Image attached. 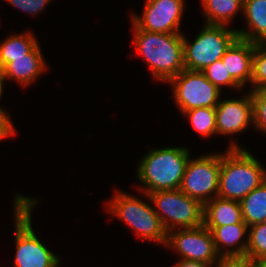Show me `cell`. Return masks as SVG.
<instances>
[{
	"instance_id": "obj_18",
	"label": "cell",
	"mask_w": 266,
	"mask_h": 267,
	"mask_svg": "<svg viewBox=\"0 0 266 267\" xmlns=\"http://www.w3.org/2000/svg\"><path fill=\"white\" fill-rule=\"evenodd\" d=\"M206 24L226 25L243 11V0H200Z\"/></svg>"
},
{
	"instance_id": "obj_28",
	"label": "cell",
	"mask_w": 266,
	"mask_h": 267,
	"mask_svg": "<svg viewBox=\"0 0 266 267\" xmlns=\"http://www.w3.org/2000/svg\"><path fill=\"white\" fill-rule=\"evenodd\" d=\"M11 115L5 109H0V140L17 134L15 126L11 121Z\"/></svg>"
},
{
	"instance_id": "obj_31",
	"label": "cell",
	"mask_w": 266,
	"mask_h": 267,
	"mask_svg": "<svg viewBox=\"0 0 266 267\" xmlns=\"http://www.w3.org/2000/svg\"><path fill=\"white\" fill-rule=\"evenodd\" d=\"M255 267H266V257L255 260Z\"/></svg>"
},
{
	"instance_id": "obj_2",
	"label": "cell",
	"mask_w": 266,
	"mask_h": 267,
	"mask_svg": "<svg viewBox=\"0 0 266 267\" xmlns=\"http://www.w3.org/2000/svg\"><path fill=\"white\" fill-rule=\"evenodd\" d=\"M131 23L136 54L143 57L156 81L168 83L185 69L183 33L149 32Z\"/></svg>"
},
{
	"instance_id": "obj_13",
	"label": "cell",
	"mask_w": 266,
	"mask_h": 267,
	"mask_svg": "<svg viewBox=\"0 0 266 267\" xmlns=\"http://www.w3.org/2000/svg\"><path fill=\"white\" fill-rule=\"evenodd\" d=\"M255 43L237 38L221 58L231 78L243 89L251 84Z\"/></svg>"
},
{
	"instance_id": "obj_30",
	"label": "cell",
	"mask_w": 266,
	"mask_h": 267,
	"mask_svg": "<svg viewBox=\"0 0 266 267\" xmlns=\"http://www.w3.org/2000/svg\"><path fill=\"white\" fill-rule=\"evenodd\" d=\"M6 77H5V74H4V70L3 68L0 67V99L2 98L3 96V89H4V83H6ZM0 109H4L3 107H0Z\"/></svg>"
},
{
	"instance_id": "obj_25",
	"label": "cell",
	"mask_w": 266,
	"mask_h": 267,
	"mask_svg": "<svg viewBox=\"0 0 266 267\" xmlns=\"http://www.w3.org/2000/svg\"><path fill=\"white\" fill-rule=\"evenodd\" d=\"M253 104V129L266 134V89L250 90Z\"/></svg>"
},
{
	"instance_id": "obj_7",
	"label": "cell",
	"mask_w": 266,
	"mask_h": 267,
	"mask_svg": "<svg viewBox=\"0 0 266 267\" xmlns=\"http://www.w3.org/2000/svg\"><path fill=\"white\" fill-rule=\"evenodd\" d=\"M193 41L183 33V55L185 69L202 71L223 57L226 50L238 38L236 28L226 25L203 24Z\"/></svg>"
},
{
	"instance_id": "obj_22",
	"label": "cell",
	"mask_w": 266,
	"mask_h": 267,
	"mask_svg": "<svg viewBox=\"0 0 266 267\" xmlns=\"http://www.w3.org/2000/svg\"><path fill=\"white\" fill-rule=\"evenodd\" d=\"M246 255L254 261L266 257V222L248 227Z\"/></svg>"
},
{
	"instance_id": "obj_29",
	"label": "cell",
	"mask_w": 266,
	"mask_h": 267,
	"mask_svg": "<svg viewBox=\"0 0 266 267\" xmlns=\"http://www.w3.org/2000/svg\"><path fill=\"white\" fill-rule=\"evenodd\" d=\"M172 267H211V266L193 260L179 259L178 262H176V264H174Z\"/></svg>"
},
{
	"instance_id": "obj_16",
	"label": "cell",
	"mask_w": 266,
	"mask_h": 267,
	"mask_svg": "<svg viewBox=\"0 0 266 267\" xmlns=\"http://www.w3.org/2000/svg\"><path fill=\"white\" fill-rule=\"evenodd\" d=\"M246 29H236L238 38L253 43H266V0H243Z\"/></svg>"
},
{
	"instance_id": "obj_1",
	"label": "cell",
	"mask_w": 266,
	"mask_h": 267,
	"mask_svg": "<svg viewBox=\"0 0 266 267\" xmlns=\"http://www.w3.org/2000/svg\"><path fill=\"white\" fill-rule=\"evenodd\" d=\"M266 180V169L252 152L231 138L221 152V168L217 197L241 201Z\"/></svg>"
},
{
	"instance_id": "obj_27",
	"label": "cell",
	"mask_w": 266,
	"mask_h": 267,
	"mask_svg": "<svg viewBox=\"0 0 266 267\" xmlns=\"http://www.w3.org/2000/svg\"><path fill=\"white\" fill-rule=\"evenodd\" d=\"M214 267H255V261L248 255L219 256Z\"/></svg>"
},
{
	"instance_id": "obj_24",
	"label": "cell",
	"mask_w": 266,
	"mask_h": 267,
	"mask_svg": "<svg viewBox=\"0 0 266 267\" xmlns=\"http://www.w3.org/2000/svg\"><path fill=\"white\" fill-rule=\"evenodd\" d=\"M249 90L266 89V43H255Z\"/></svg>"
},
{
	"instance_id": "obj_19",
	"label": "cell",
	"mask_w": 266,
	"mask_h": 267,
	"mask_svg": "<svg viewBox=\"0 0 266 267\" xmlns=\"http://www.w3.org/2000/svg\"><path fill=\"white\" fill-rule=\"evenodd\" d=\"M0 43V67L4 68L10 58L26 57L39 43L32 31L21 32L19 34H9Z\"/></svg>"
},
{
	"instance_id": "obj_26",
	"label": "cell",
	"mask_w": 266,
	"mask_h": 267,
	"mask_svg": "<svg viewBox=\"0 0 266 267\" xmlns=\"http://www.w3.org/2000/svg\"><path fill=\"white\" fill-rule=\"evenodd\" d=\"M14 8H18L20 11L32 16L38 15L43 12L45 7L49 5L52 0H3Z\"/></svg>"
},
{
	"instance_id": "obj_3",
	"label": "cell",
	"mask_w": 266,
	"mask_h": 267,
	"mask_svg": "<svg viewBox=\"0 0 266 267\" xmlns=\"http://www.w3.org/2000/svg\"><path fill=\"white\" fill-rule=\"evenodd\" d=\"M189 148H151L143 156L136 170L139 192L146 194L179 189L187 163L191 157Z\"/></svg>"
},
{
	"instance_id": "obj_21",
	"label": "cell",
	"mask_w": 266,
	"mask_h": 267,
	"mask_svg": "<svg viewBox=\"0 0 266 267\" xmlns=\"http://www.w3.org/2000/svg\"><path fill=\"white\" fill-rule=\"evenodd\" d=\"M184 118L190 121L193 129L202 137L211 138L216 134V109L203 107L185 111Z\"/></svg>"
},
{
	"instance_id": "obj_4",
	"label": "cell",
	"mask_w": 266,
	"mask_h": 267,
	"mask_svg": "<svg viewBox=\"0 0 266 267\" xmlns=\"http://www.w3.org/2000/svg\"><path fill=\"white\" fill-rule=\"evenodd\" d=\"M13 199L16 245L13 267H59L61 258L41 242L32 226V211L39 200L19 193Z\"/></svg>"
},
{
	"instance_id": "obj_9",
	"label": "cell",
	"mask_w": 266,
	"mask_h": 267,
	"mask_svg": "<svg viewBox=\"0 0 266 267\" xmlns=\"http://www.w3.org/2000/svg\"><path fill=\"white\" fill-rule=\"evenodd\" d=\"M220 168V152L190 157L179 190L205 205L217 197Z\"/></svg>"
},
{
	"instance_id": "obj_15",
	"label": "cell",
	"mask_w": 266,
	"mask_h": 267,
	"mask_svg": "<svg viewBox=\"0 0 266 267\" xmlns=\"http://www.w3.org/2000/svg\"><path fill=\"white\" fill-rule=\"evenodd\" d=\"M213 236L219 256L246 255L248 225L237 223L224 226H205Z\"/></svg>"
},
{
	"instance_id": "obj_12",
	"label": "cell",
	"mask_w": 266,
	"mask_h": 267,
	"mask_svg": "<svg viewBox=\"0 0 266 267\" xmlns=\"http://www.w3.org/2000/svg\"><path fill=\"white\" fill-rule=\"evenodd\" d=\"M248 91L240 98L220 99L215 107L216 135H239L250 126L253 128L252 96Z\"/></svg>"
},
{
	"instance_id": "obj_14",
	"label": "cell",
	"mask_w": 266,
	"mask_h": 267,
	"mask_svg": "<svg viewBox=\"0 0 266 267\" xmlns=\"http://www.w3.org/2000/svg\"><path fill=\"white\" fill-rule=\"evenodd\" d=\"M3 70L6 80L16 81L21 87H28L48 70V65L38 44L26 57L10 58Z\"/></svg>"
},
{
	"instance_id": "obj_11",
	"label": "cell",
	"mask_w": 266,
	"mask_h": 267,
	"mask_svg": "<svg viewBox=\"0 0 266 267\" xmlns=\"http://www.w3.org/2000/svg\"><path fill=\"white\" fill-rule=\"evenodd\" d=\"M142 15L131 13L130 20L140 29L157 33H182L185 0H145Z\"/></svg>"
},
{
	"instance_id": "obj_6",
	"label": "cell",
	"mask_w": 266,
	"mask_h": 267,
	"mask_svg": "<svg viewBox=\"0 0 266 267\" xmlns=\"http://www.w3.org/2000/svg\"><path fill=\"white\" fill-rule=\"evenodd\" d=\"M140 193L153 204L167 232L204 224V205L179 189Z\"/></svg>"
},
{
	"instance_id": "obj_17",
	"label": "cell",
	"mask_w": 266,
	"mask_h": 267,
	"mask_svg": "<svg viewBox=\"0 0 266 267\" xmlns=\"http://www.w3.org/2000/svg\"><path fill=\"white\" fill-rule=\"evenodd\" d=\"M245 223L239 201L215 197L204 205V226Z\"/></svg>"
},
{
	"instance_id": "obj_5",
	"label": "cell",
	"mask_w": 266,
	"mask_h": 267,
	"mask_svg": "<svg viewBox=\"0 0 266 267\" xmlns=\"http://www.w3.org/2000/svg\"><path fill=\"white\" fill-rule=\"evenodd\" d=\"M138 196L115 190L114 196L104 204L108 213L134 230L137 238L166 245L167 234L153 204L142 201Z\"/></svg>"
},
{
	"instance_id": "obj_10",
	"label": "cell",
	"mask_w": 266,
	"mask_h": 267,
	"mask_svg": "<svg viewBox=\"0 0 266 267\" xmlns=\"http://www.w3.org/2000/svg\"><path fill=\"white\" fill-rule=\"evenodd\" d=\"M165 247L177 253L180 259L201 262L211 267L219 258L212 233L204 224L169 231Z\"/></svg>"
},
{
	"instance_id": "obj_23",
	"label": "cell",
	"mask_w": 266,
	"mask_h": 267,
	"mask_svg": "<svg viewBox=\"0 0 266 267\" xmlns=\"http://www.w3.org/2000/svg\"><path fill=\"white\" fill-rule=\"evenodd\" d=\"M205 77L215 85L221 92L224 87L234 89L235 92L243 90L229 75L223 61L221 59L216 60L211 65L202 70Z\"/></svg>"
},
{
	"instance_id": "obj_8",
	"label": "cell",
	"mask_w": 266,
	"mask_h": 267,
	"mask_svg": "<svg viewBox=\"0 0 266 267\" xmlns=\"http://www.w3.org/2000/svg\"><path fill=\"white\" fill-rule=\"evenodd\" d=\"M172 99L178 110L185 111L196 108H215L220 99L221 92L213 85L202 71L184 69L169 82Z\"/></svg>"
},
{
	"instance_id": "obj_20",
	"label": "cell",
	"mask_w": 266,
	"mask_h": 267,
	"mask_svg": "<svg viewBox=\"0 0 266 267\" xmlns=\"http://www.w3.org/2000/svg\"><path fill=\"white\" fill-rule=\"evenodd\" d=\"M244 222L249 226L266 222V180L240 201Z\"/></svg>"
}]
</instances>
